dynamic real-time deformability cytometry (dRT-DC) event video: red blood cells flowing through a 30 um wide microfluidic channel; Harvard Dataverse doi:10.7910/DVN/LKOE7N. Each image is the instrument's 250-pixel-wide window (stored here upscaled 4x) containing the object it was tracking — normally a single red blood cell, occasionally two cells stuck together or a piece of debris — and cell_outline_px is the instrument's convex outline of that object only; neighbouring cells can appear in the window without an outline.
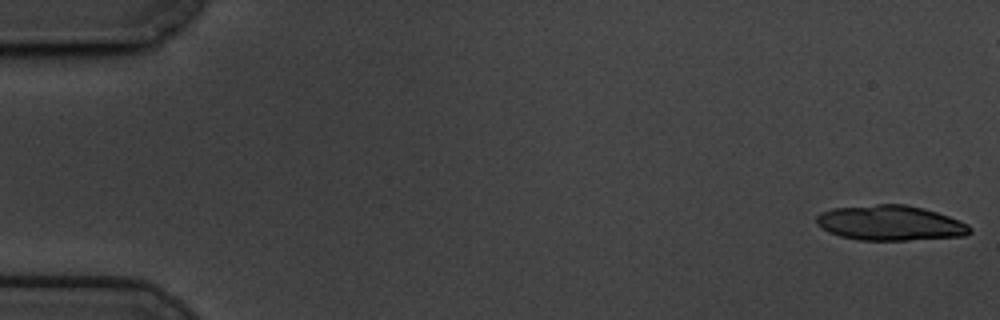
{"species": "common noctule bat (a hibernating species)", "species_latin": "Nyctalus noctula", "temperature_condition": "cold", "stored_images_in_passage": 34, "camera_frame_rate_fps": 3000, "um_per_image_px": 0.085, "animal": {"sex": "male", "body_mass_g": 19.5, "forearm_length_mm": 54.6}, "frame": {"image": 1, "passage_image": 1, "time_ms": 0.0, "image_size_px": [1000, 320], "cell_outline_px": [[972, 232], [964, 236], [908, 240], [856, 240], [840, 236], [828, 232], [820, 228], [816, 224], [816, 216], [820, 212], [832, 208], [876, 204], [904, 204], [924, 208], [960, 220], [968, 224], [972, 228]], "centroid_in_image_um": [75.65, 18.95], "position_along_channel_um": 9.4, "area_um2": 31.67}}
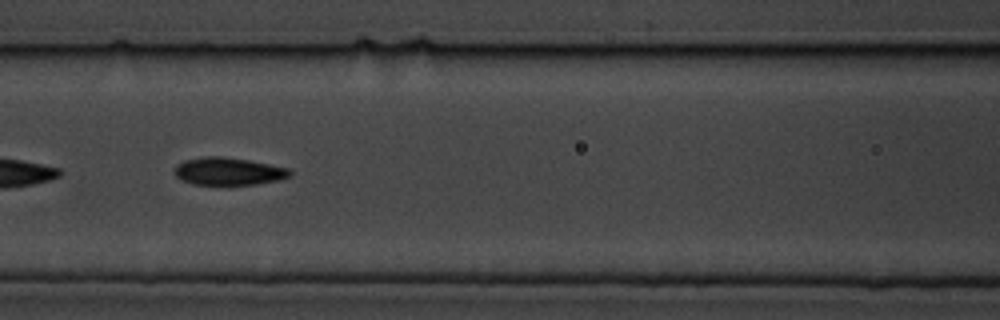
{"frame": {"image": 2, "passage_image": 26, "time_ms": 8.333, "image_size_px": [1000, 320], "cell_outline_px": [[292, 176], [276, 180], [256, 184], [192, 184], [180, 180], [176, 176], [176, 164], [184, 160], [204, 156], [220, 156], [248, 160], [288, 168], [292, 172]], "centroid_in_image_um": [19.4, 14.55], "position_along_channel_um": 147.2, "area_um2": 18.38}}
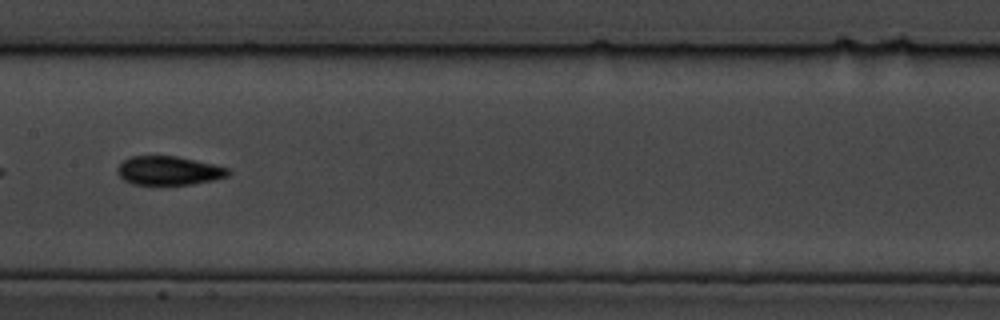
{"frame": {"image": 3, "passage_image": 30, "time_ms": 9.667, "image_size_px": [1000, 320], "cell_outline_px": [[232, 172], [228, 176], [212, 180], [192, 184], [132, 184], [124, 180], [116, 172], [116, 168], [124, 160], [132, 156], [176, 156], [196, 160], [228, 168]], "centroid_in_image_um": [14.34, 14.5], "position_along_channel_um": 193.1, "area_um2": 18.5}}